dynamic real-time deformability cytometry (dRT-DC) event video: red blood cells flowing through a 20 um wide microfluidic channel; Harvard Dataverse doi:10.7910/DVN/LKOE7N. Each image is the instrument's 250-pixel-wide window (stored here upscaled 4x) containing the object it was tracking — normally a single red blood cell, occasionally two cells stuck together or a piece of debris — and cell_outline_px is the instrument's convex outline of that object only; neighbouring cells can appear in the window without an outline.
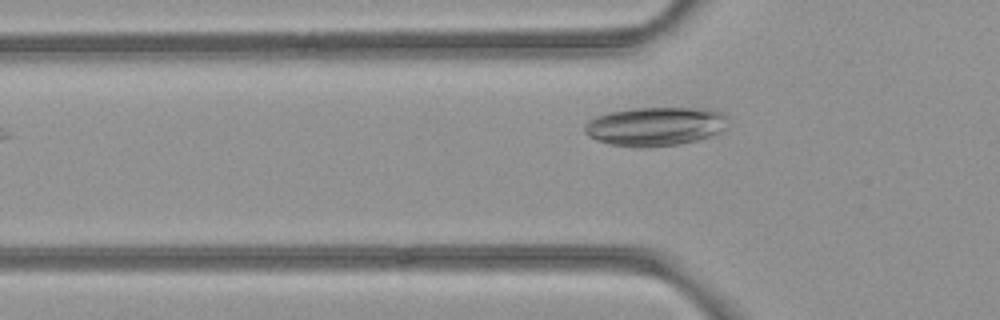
{"species": "common noctule bat (a hibernating species)", "species_latin": "Nyctalus noctula", "temperature_condition": "room temperature", "stored_images_in_passage": 31, "camera_frame_rate_fps": 3000, "um_per_image_px": 0.085, "animal": {"sex": "female", "body_mass_g": 21.9}, "frame": {"image": 1, "passage_image": 3, "time_ms": 0.667, "image_size_px": [1000, 320], "cell_outline_px": [[728, 116], [724, 128], [720, 132], [696, 140], [676, 144], [640, 148], [636, 148], [608, 144], [596, 140], [588, 136], [584, 132], [584, 124], [588, 120], [596, 116], [608, 112], [632, 108], [708, 108], [724, 112]], "centroid_in_image_um": [55.66, 10.73], "position_along_channel_um": 70.1, "area_um2": 32.71}}
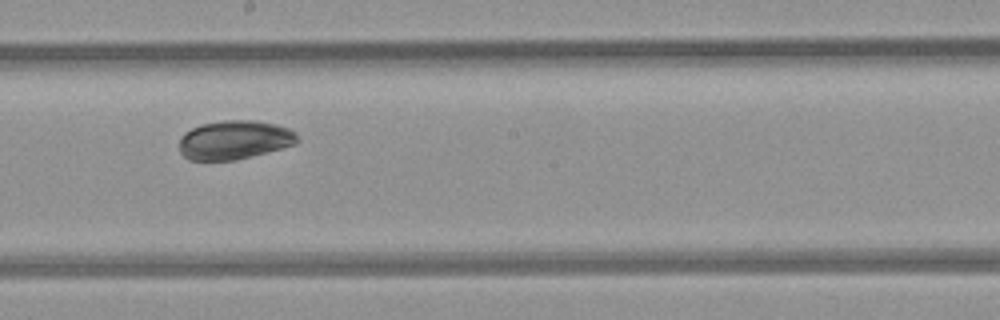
{"frame": {"image": 2, "passage_image": 15, "time_ms": 4.667, "image_size_px": [1000, 320], "cell_outline_px": [[300, 140], [296, 144], [236, 160], [188, 160], [180, 152], [180, 136], [184, 132], [200, 124], [224, 120], [256, 120], [276, 124], [288, 128], [296, 132]], "centroid_in_image_um": [19.93, 11.88], "position_along_channel_um": 228.3, "area_um2": 26.93}}
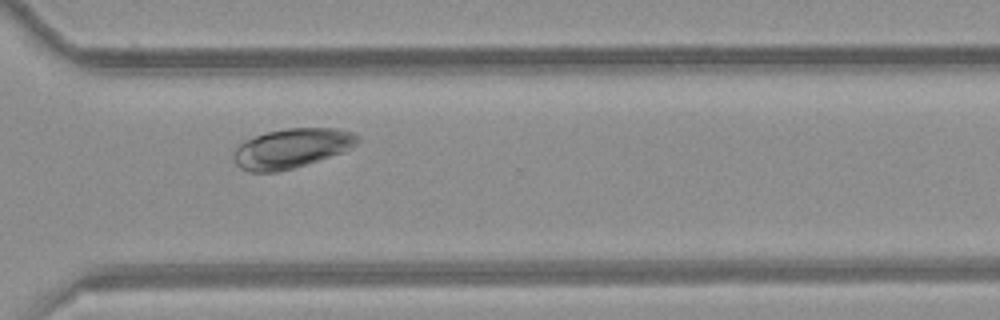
{"frame": {"image": 3, "passage_image": 24, "time_ms": 7.667, "image_size_px": [1000, 320], "cell_outline_px": [[360, 140], [352, 148], [344, 152], [292, 168], [276, 172], [248, 172], [240, 168], [236, 164], [236, 148], [244, 140], [268, 132], [284, 128], [336, 128], [352, 132], [360, 136]], "centroid_in_image_um": [24.83, 12.59], "position_along_channel_um": 345.8, "area_um2": 28.38}, "authors_computed_cell_mechanics": {"area_um2": 27.9174, "velocity_mm_per_s": 3.9383, "shape_relaxation_time_tau1_ms": 1.9215, "shape_relaxation_time_tau2_ms": null, "deformation_change_tau1": 0.0664, "deformation_change_tau2": null}}